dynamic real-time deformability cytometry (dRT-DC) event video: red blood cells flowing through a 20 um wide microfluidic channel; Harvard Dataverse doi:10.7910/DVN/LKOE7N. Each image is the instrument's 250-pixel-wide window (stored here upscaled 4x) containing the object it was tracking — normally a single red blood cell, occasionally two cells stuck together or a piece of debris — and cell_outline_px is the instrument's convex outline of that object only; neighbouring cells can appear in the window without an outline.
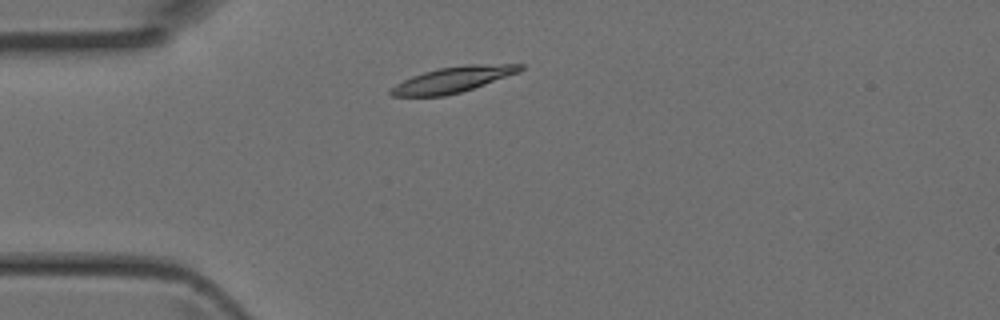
{"species": "Egyptian fruit bat (a non-hibernating species)", "species_latin": "Rousettus aegyptiacus", "temperature_condition": "room temperature", "stored_images_in_passage": 3, "camera_frame_rate_fps": 3000, "um_per_image_px": 0.085, "animal": {"sex": "female"}, "frame": {"image": 1, "passage_image": 2, "time_ms": 0.333, "image_size_px": [1000, 320], "cell_outline_px": [[524, 68], [520, 72], [460, 92], [444, 96], [392, 96], [388, 92], [396, 84], [412, 76], [424, 72], [440, 68], [468, 64], [524, 64]], "centroid_in_image_um": [38.51, 6.76], "position_along_channel_um": 46.5, "area_um2": 19.13}}